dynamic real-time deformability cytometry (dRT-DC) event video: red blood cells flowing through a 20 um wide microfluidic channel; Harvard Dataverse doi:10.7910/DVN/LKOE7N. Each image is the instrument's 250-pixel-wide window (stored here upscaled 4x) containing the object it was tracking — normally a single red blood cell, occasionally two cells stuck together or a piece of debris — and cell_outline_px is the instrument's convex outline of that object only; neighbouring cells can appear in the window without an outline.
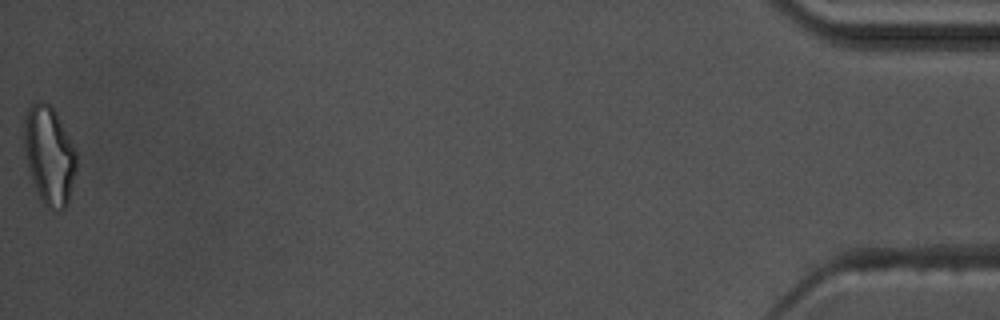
{"species": "common noctule bat (a hibernating species)", "species_latin": "Nyctalus noctula", "temperature_condition": "warm", "stored_images_in_passage": 57, "camera_frame_rate_fps": 3000, "um_per_image_px": 0.085, "animal": {"sex": "male", "body_mass_g": 17.5, "forearm_length_mm": 52.3}, "frame": {"image": 1, "passage_image": 57, "time_ms": 18.667, "image_size_px": [1000, 320], "cell_outline_px": [[76, 168], [68, 204], [60, 212], [52, 212], [40, 200], [36, 192], [28, 168], [24, 148], [24, 116], [28, 108], [36, 100], [40, 100], [52, 104], [76, 152]], "centroid_in_image_um": [4.17, 13.22], "position_along_channel_um": 431.0, "area_um2": 30.35}, "authors_computed_cell_mechanics": {"area_um2": 20.4612, "velocity_mm_per_s": 3.6357, "shape_relaxation_time_tau1_ms": 5.8478, "shape_relaxation_time_tau2_ms": 2.0123, "deformation_change_tau1": 0.183, "deformation_change_tau2": 0.1064}}